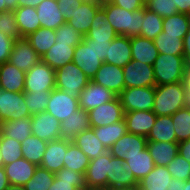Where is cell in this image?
Returning a JSON list of instances; mask_svg holds the SVG:
<instances>
[{"instance_id":"11e5206c","label":"cell","mask_w":190,"mask_h":190,"mask_svg":"<svg viewBox=\"0 0 190 190\" xmlns=\"http://www.w3.org/2000/svg\"><path fill=\"white\" fill-rule=\"evenodd\" d=\"M4 165H3V163H2V160H1V158H0V168H2Z\"/></svg>"},{"instance_id":"c3c4849f","label":"cell","mask_w":190,"mask_h":190,"mask_svg":"<svg viewBox=\"0 0 190 190\" xmlns=\"http://www.w3.org/2000/svg\"><path fill=\"white\" fill-rule=\"evenodd\" d=\"M55 174L38 166L33 177L24 184L25 190H48L52 185Z\"/></svg>"},{"instance_id":"f907efd6","label":"cell","mask_w":190,"mask_h":190,"mask_svg":"<svg viewBox=\"0 0 190 190\" xmlns=\"http://www.w3.org/2000/svg\"><path fill=\"white\" fill-rule=\"evenodd\" d=\"M166 167L173 178L182 181L190 179V163L179 154Z\"/></svg>"},{"instance_id":"ac0fdd59","label":"cell","mask_w":190,"mask_h":190,"mask_svg":"<svg viewBox=\"0 0 190 190\" xmlns=\"http://www.w3.org/2000/svg\"><path fill=\"white\" fill-rule=\"evenodd\" d=\"M71 142L62 138L48 142L40 167L54 174L59 172L64 167V156Z\"/></svg>"},{"instance_id":"60d3db41","label":"cell","mask_w":190,"mask_h":190,"mask_svg":"<svg viewBox=\"0 0 190 190\" xmlns=\"http://www.w3.org/2000/svg\"><path fill=\"white\" fill-rule=\"evenodd\" d=\"M26 38L30 41L32 48L37 52L40 58H42L56 43V34L54 29L40 27L37 31L31 33Z\"/></svg>"},{"instance_id":"d6986e66","label":"cell","mask_w":190,"mask_h":190,"mask_svg":"<svg viewBox=\"0 0 190 190\" xmlns=\"http://www.w3.org/2000/svg\"><path fill=\"white\" fill-rule=\"evenodd\" d=\"M156 118L157 115L153 111L145 110L125 112L124 114L127 132L146 138L155 124Z\"/></svg>"},{"instance_id":"a7ac6f4b","label":"cell","mask_w":190,"mask_h":190,"mask_svg":"<svg viewBox=\"0 0 190 190\" xmlns=\"http://www.w3.org/2000/svg\"><path fill=\"white\" fill-rule=\"evenodd\" d=\"M183 100H184V108L190 109V90L189 89H185Z\"/></svg>"},{"instance_id":"6f0895ef","label":"cell","mask_w":190,"mask_h":190,"mask_svg":"<svg viewBox=\"0 0 190 190\" xmlns=\"http://www.w3.org/2000/svg\"><path fill=\"white\" fill-rule=\"evenodd\" d=\"M111 42L96 40L92 41V45L95 46V51L100 60L105 62V58L108 55V50L110 48Z\"/></svg>"},{"instance_id":"91938a15","label":"cell","mask_w":190,"mask_h":190,"mask_svg":"<svg viewBox=\"0 0 190 190\" xmlns=\"http://www.w3.org/2000/svg\"><path fill=\"white\" fill-rule=\"evenodd\" d=\"M18 8V0H0V13L14 11Z\"/></svg>"},{"instance_id":"f5cc1de1","label":"cell","mask_w":190,"mask_h":190,"mask_svg":"<svg viewBox=\"0 0 190 190\" xmlns=\"http://www.w3.org/2000/svg\"><path fill=\"white\" fill-rule=\"evenodd\" d=\"M145 7L162 18L178 13L177 8L174 7L173 0H152L148 2Z\"/></svg>"},{"instance_id":"94428289","label":"cell","mask_w":190,"mask_h":190,"mask_svg":"<svg viewBox=\"0 0 190 190\" xmlns=\"http://www.w3.org/2000/svg\"><path fill=\"white\" fill-rule=\"evenodd\" d=\"M174 7L177 8L178 12L187 14L190 8V0H173Z\"/></svg>"},{"instance_id":"f35d334b","label":"cell","mask_w":190,"mask_h":190,"mask_svg":"<svg viewBox=\"0 0 190 190\" xmlns=\"http://www.w3.org/2000/svg\"><path fill=\"white\" fill-rule=\"evenodd\" d=\"M190 30V17L185 13H176L163 18V32L165 35L177 36L184 39Z\"/></svg>"},{"instance_id":"44dd1931","label":"cell","mask_w":190,"mask_h":190,"mask_svg":"<svg viewBox=\"0 0 190 190\" xmlns=\"http://www.w3.org/2000/svg\"><path fill=\"white\" fill-rule=\"evenodd\" d=\"M60 126V137L72 141L78 134L91 128L89 114L79 108L72 116L61 121Z\"/></svg>"},{"instance_id":"5b68a950","label":"cell","mask_w":190,"mask_h":190,"mask_svg":"<svg viewBox=\"0 0 190 190\" xmlns=\"http://www.w3.org/2000/svg\"><path fill=\"white\" fill-rule=\"evenodd\" d=\"M155 86L125 88L118 98L124 112L152 111L154 107Z\"/></svg>"},{"instance_id":"7dc6e473","label":"cell","mask_w":190,"mask_h":190,"mask_svg":"<svg viewBox=\"0 0 190 190\" xmlns=\"http://www.w3.org/2000/svg\"><path fill=\"white\" fill-rule=\"evenodd\" d=\"M24 99L31 116L47 110L51 91L28 92L24 91Z\"/></svg>"},{"instance_id":"f546056e","label":"cell","mask_w":190,"mask_h":190,"mask_svg":"<svg viewBox=\"0 0 190 190\" xmlns=\"http://www.w3.org/2000/svg\"><path fill=\"white\" fill-rule=\"evenodd\" d=\"M72 142L78 146L90 160L108 151L103 143L96 137L92 128L78 134Z\"/></svg>"},{"instance_id":"4316f807","label":"cell","mask_w":190,"mask_h":190,"mask_svg":"<svg viewBox=\"0 0 190 190\" xmlns=\"http://www.w3.org/2000/svg\"><path fill=\"white\" fill-rule=\"evenodd\" d=\"M25 72L9 61L0 65V88L10 92H24Z\"/></svg>"},{"instance_id":"003e7915","label":"cell","mask_w":190,"mask_h":190,"mask_svg":"<svg viewBox=\"0 0 190 190\" xmlns=\"http://www.w3.org/2000/svg\"><path fill=\"white\" fill-rule=\"evenodd\" d=\"M10 185L4 168H0V190H5Z\"/></svg>"},{"instance_id":"277c9868","label":"cell","mask_w":190,"mask_h":190,"mask_svg":"<svg viewBox=\"0 0 190 190\" xmlns=\"http://www.w3.org/2000/svg\"><path fill=\"white\" fill-rule=\"evenodd\" d=\"M55 80L56 89L77 98L90 82L86 74L73 62L55 70Z\"/></svg>"},{"instance_id":"1f68e13d","label":"cell","mask_w":190,"mask_h":190,"mask_svg":"<svg viewBox=\"0 0 190 190\" xmlns=\"http://www.w3.org/2000/svg\"><path fill=\"white\" fill-rule=\"evenodd\" d=\"M179 142H147V149L155 166H167L178 154Z\"/></svg>"},{"instance_id":"b9f144b4","label":"cell","mask_w":190,"mask_h":190,"mask_svg":"<svg viewBox=\"0 0 190 190\" xmlns=\"http://www.w3.org/2000/svg\"><path fill=\"white\" fill-rule=\"evenodd\" d=\"M63 161L65 168L83 173L84 175L90 163L88 156L73 142L68 145Z\"/></svg>"},{"instance_id":"ab89813d","label":"cell","mask_w":190,"mask_h":190,"mask_svg":"<svg viewBox=\"0 0 190 190\" xmlns=\"http://www.w3.org/2000/svg\"><path fill=\"white\" fill-rule=\"evenodd\" d=\"M96 137L109 149L120 137L127 132L125 120L119 122L92 128Z\"/></svg>"},{"instance_id":"d4e9b609","label":"cell","mask_w":190,"mask_h":190,"mask_svg":"<svg viewBox=\"0 0 190 190\" xmlns=\"http://www.w3.org/2000/svg\"><path fill=\"white\" fill-rule=\"evenodd\" d=\"M48 190H87L83 173L63 167L55 173L52 185Z\"/></svg>"},{"instance_id":"4dcf8cb0","label":"cell","mask_w":190,"mask_h":190,"mask_svg":"<svg viewBox=\"0 0 190 190\" xmlns=\"http://www.w3.org/2000/svg\"><path fill=\"white\" fill-rule=\"evenodd\" d=\"M127 169L134 175L137 181L148 175L155 167L153 158L147 148L138 152V154L126 157L124 162Z\"/></svg>"},{"instance_id":"d590c367","label":"cell","mask_w":190,"mask_h":190,"mask_svg":"<svg viewBox=\"0 0 190 190\" xmlns=\"http://www.w3.org/2000/svg\"><path fill=\"white\" fill-rule=\"evenodd\" d=\"M152 142H178L174 132L172 116H157L155 124L147 136Z\"/></svg>"},{"instance_id":"2644e50d","label":"cell","mask_w":190,"mask_h":190,"mask_svg":"<svg viewBox=\"0 0 190 190\" xmlns=\"http://www.w3.org/2000/svg\"><path fill=\"white\" fill-rule=\"evenodd\" d=\"M5 190H25L23 185L10 184Z\"/></svg>"},{"instance_id":"bcb514c9","label":"cell","mask_w":190,"mask_h":190,"mask_svg":"<svg viewBox=\"0 0 190 190\" xmlns=\"http://www.w3.org/2000/svg\"><path fill=\"white\" fill-rule=\"evenodd\" d=\"M178 142L190 139V109L181 108L172 115Z\"/></svg>"},{"instance_id":"9c48e42d","label":"cell","mask_w":190,"mask_h":190,"mask_svg":"<svg viewBox=\"0 0 190 190\" xmlns=\"http://www.w3.org/2000/svg\"><path fill=\"white\" fill-rule=\"evenodd\" d=\"M73 63H75L86 76L92 80L101 65L104 63L97 56L92 41L84 36V40L75 47Z\"/></svg>"},{"instance_id":"11a10c76","label":"cell","mask_w":190,"mask_h":190,"mask_svg":"<svg viewBox=\"0 0 190 190\" xmlns=\"http://www.w3.org/2000/svg\"><path fill=\"white\" fill-rule=\"evenodd\" d=\"M84 0H57L60 11L62 12L66 22L70 20V15L74 13Z\"/></svg>"},{"instance_id":"7402d4cb","label":"cell","mask_w":190,"mask_h":190,"mask_svg":"<svg viewBox=\"0 0 190 190\" xmlns=\"http://www.w3.org/2000/svg\"><path fill=\"white\" fill-rule=\"evenodd\" d=\"M36 10L40 21V27L42 28L56 30L66 23L57 0H44L36 7Z\"/></svg>"},{"instance_id":"5bb4252c","label":"cell","mask_w":190,"mask_h":190,"mask_svg":"<svg viewBox=\"0 0 190 190\" xmlns=\"http://www.w3.org/2000/svg\"><path fill=\"white\" fill-rule=\"evenodd\" d=\"M41 60L26 37L15 40L9 62L25 73Z\"/></svg>"},{"instance_id":"30bf717a","label":"cell","mask_w":190,"mask_h":190,"mask_svg":"<svg viewBox=\"0 0 190 190\" xmlns=\"http://www.w3.org/2000/svg\"><path fill=\"white\" fill-rule=\"evenodd\" d=\"M125 88L156 86L153 66L137 60L123 67Z\"/></svg>"},{"instance_id":"e0dca14e","label":"cell","mask_w":190,"mask_h":190,"mask_svg":"<svg viewBox=\"0 0 190 190\" xmlns=\"http://www.w3.org/2000/svg\"><path fill=\"white\" fill-rule=\"evenodd\" d=\"M92 81L111 90L117 96L125 89L123 68L105 62L101 65Z\"/></svg>"},{"instance_id":"e7e4bbea","label":"cell","mask_w":190,"mask_h":190,"mask_svg":"<svg viewBox=\"0 0 190 190\" xmlns=\"http://www.w3.org/2000/svg\"><path fill=\"white\" fill-rule=\"evenodd\" d=\"M44 0H18L19 7H34L36 8Z\"/></svg>"},{"instance_id":"be15d7a7","label":"cell","mask_w":190,"mask_h":190,"mask_svg":"<svg viewBox=\"0 0 190 190\" xmlns=\"http://www.w3.org/2000/svg\"><path fill=\"white\" fill-rule=\"evenodd\" d=\"M185 181L173 178L172 181L169 182V186L167 190H184Z\"/></svg>"},{"instance_id":"836d02e7","label":"cell","mask_w":190,"mask_h":190,"mask_svg":"<svg viewBox=\"0 0 190 190\" xmlns=\"http://www.w3.org/2000/svg\"><path fill=\"white\" fill-rule=\"evenodd\" d=\"M74 51L75 47H71L69 44L55 43L41 60L48 64L52 69L57 70L58 68L65 66L67 63L72 62Z\"/></svg>"},{"instance_id":"2e32d148","label":"cell","mask_w":190,"mask_h":190,"mask_svg":"<svg viewBox=\"0 0 190 190\" xmlns=\"http://www.w3.org/2000/svg\"><path fill=\"white\" fill-rule=\"evenodd\" d=\"M147 138L126 132L109 149V153L115 157L126 161V157L138 154L147 148Z\"/></svg>"},{"instance_id":"74e56055","label":"cell","mask_w":190,"mask_h":190,"mask_svg":"<svg viewBox=\"0 0 190 190\" xmlns=\"http://www.w3.org/2000/svg\"><path fill=\"white\" fill-rule=\"evenodd\" d=\"M47 143V141L33 135L27 137L23 142H21L23 158L36 166H40L44 152L47 148Z\"/></svg>"},{"instance_id":"6da1fadb","label":"cell","mask_w":190,"mask_h":190,"mask_svg":"<svg viewBox=\"0 0 190 190\" xmlns=\"http://www.w3.org/2000/svg\"><path fill=\"white\" fill-rule=\"evenodd\" d=\"M105 17L113 27L117 35L127 37L141 36L142 19L144 18V8L134 11H127L112 4L109 0L101 4Z\"/></svg>"},{"instance_id":"8d00e7d4","label":"cell","mask_w":190,"mask_h":190,"mask_svg":"<svg viewBox=\"0 0 190 190\" xmlns=\"http://www.w3.org/2000/svg\"><path fill=\"white\" fill-rule=\"evenodd\" d=\"M31 117L17 120H3L1 122V135L23 142L32 135Z\"/></svg>"},{"instance_id":"d6a6232c","label":"cell","mask_w":190,"mask_h":190,"mask_svg":"<svg viewBox=\"0 0 190 190\" xmlns=\"http://www.w3.org/2000/svg\"><path fill=\"white\" fill-rule=\"evenodd\" d=\"M173 177L166 166H155L147 176L138 181L140 190H167Z\"/></svg>"},{"instance_id":"89a4df30","label":"cell","mask_w":190,"mask_h":190,"mask_svg":"<svg viewBox=\"0 0 190 190\" xmlns=\"http://www.w3.org/2000/svg\"><path fill=\"white\" fill-rule=\"evenodd\" d=\"M107 190H140L138 185L134 186H121V187H114V188H109Z\"/></svg>"},{"instance_id":"7c38bea8","label":"cell","mask_w":190,"mask_h":190,"mask_svg":"<svg viewBox=\"0 0 190 190\" xmlns=\"http://www.w3.org/2000/svg\"><path fill=\"white\" fill-rule=\"evenodd\" d=\"M79 107V100L61 90L53 89L50 93V100L47 104V112L52 114L60 122L72 116Z\"/></svg>"},{"instance_id":"ffe728a7","label":"cell","mask_w":190,"mask_h":190,"mask_svg":"<svg viewBox=\"0 0 190 190\" xmlns=\"http://www.w3.org/2000/svg\"><path fill=\"white\" fill-rule=\"evenodd\" d=\"M101 8V4L93 1H84L81 6L70 15L68 23L70 26L78 30L83 36H86L96 15Z\"/></svg>"},{"instance_id":"9f6ffc18","label":"cell","mask_w":190,"mask_h":190,"mask_svg":"<svg viewBox=\"0 0 190 190\" xmlns=\"http://www.w3.org/2000/svg\"><path fill=\"white\" fill-rule=\"evenodd\" d=\"M112 4L127 11H134L145 7L142 0H109Z\"/></svg>"},{"instance_id":"ba28073f","label":"cell","mask_w":190,"mask_h":190,"mask_svg":"<svg viewBox=\"0 0 190 190\" xmlns=\"http://www.w3.org/2000/svg\"><path fill=\"white\" fill-rule=\"evenodd\" d=\"M112 157L107 151L101 156L90 160L84 175L87 190H107V173L110 169V159Z\"/></svg>"},{"instance_id":"680465c9","label":"cell","mask_w":190,"mask_h":190,"mask_svg":"<svg viewBox=\"0 0 190 190\" xmlns=\"http://www.w3.org/2000/svg\"><path fill=\"white\" fill-rule=\"evenodd\" d=\"M178 154L190 163V139L178 143Z\"/></svg>"},{"instance_id":"cb8c5ba5","label":"cell","mask_w":190,"mask_h":190,"mask_svg":"<svg viewBox=\"0 0 190 190\" xmlns=\"http://www.w3.org/2000/svg\"><path fill=\"white\" fill-rule=\"evenodd\" d=\"M138 185L134 175L125 166L124 160L112 157L107 173V189L121 186Z\"/></svg>"},{"instance_id":"8992f818","label":"cell","mask_w":190,"mask_h":190,"mask_svg":"<svg viewBox=\"0 0 190 190\" xmlns=\"http://www.w3.org/2000/svg\"><path fill=\"white\" fill-rule=\"evenodd\" d=\"M55 81V70L40 60L26 72L24 91H52L55 89Z\"/></svg>"},{"instance_id":"4fadbf2b","label":"cell","mask_w":190,"mask_h":190,"mask_svg":"<svg viewBox=\"0 0 190 190\" xmlns=\"http://www.w3.org/2000/svg\"><path fill=\"white\" fill-rule=\"evenodd\" d=\"M32 135L50 142L61 139V122L47 111L31 116Z\"/></svg>"},{"instance_id":"603a6c76","label":"cell","mask_w":190,"mask_h":190,"mask_svg":"<svg viewBox=\"0 0 190 190\" xmlns=\"http://www.w3.org/2000/svg\"><path fill=\"white\" fill-rule=\"evenodd\" d=\"M130 61H132L130 37L118 35L111 41L105 63L123 68Z\"/></svg>"},{"instance_id":"7bdbcfd3","label":"cell","mask_w":190,"mask_h":190,"mask_svg":"<svg viewBox=\"0 0 190 190\" xmlns=\"http://www.w3.org/2000/svg\"><path fill=\"white\" fill-rule=\"evenodd\" d=\"M154 43L159 54L184 56L183 39L177 36L165 35L162 31L154 39Z\"/></svg>"},{"instance_id":"6125c7cd","label":"cell","mask_w":190,"mask_h":190,"mask_svg":"<svg viewBox=\"0 0 190 190\" xmlns=\"http://www.w3.org/2000/svg\"><path fill=\"white\" fill-rule=\"evenodd\" d=\"M184 44V58L186 64H190V30L183 39Z\"/></svg>"},{"instance_id":"f1b7e54d","label":"cell","mask_w":190,"mask_h":190,"mask_svg":"<svg viewBox=\"0 0 190 190\" xmlns=\"http://www.w3.org/2000/svg\"><path fill=\"white\" fill-rule=\"evenodd\" d=\"M117 33L109 24L108 19L105 17L104 10L100 8L93 19L91 28L86 34V38L91 41L101 40L111 42L117 37Z\"/></svg>"},{"instance_id":"753ad0ef","label":"cell","mask_w":190,"mask_h":190,"mask_svg":"<svg viewBox=\"0 0 190 190\" xmlns=\"http://www.w3.org/2000/svg\"><path fill=\"white\" fill-rule=\"evenodd\" d=\"M84 1H93V2H96V3H99V4H103V3H105L107 0H84Z\"/></svg>"},{"instance_id":"8c879c8a","label":"cell","mask_w":190,"mask_h":190,"mask_svg":"<svg viewBox=\"0 0 190 190\" xmlns=\"http://www.w3.org/2000/svg\"><path fill=\"white\" fill-rule=\"evenodd\" d=\"M184 190H190V179L185 181Z\"/></svg>"},{"instance_id":"ee69618b","label":"cell","mask_w":190,"mask_h":190,"mask_svg":"<svg viewBox=\"0 0 190 190\" xmlns=\"http://www.w3.org/2000/svg\"><path fill=\"white\" fill-rule=\"evenodd\" d=\"M141 36L154 40L163 31V18L144 7Z\"/></svg>"},{"instance_id":"83f0119b","label":"cell","mask_w":190,"mask_h":190,"mask_svg":"<svg viewBox=\"0 0 190 190\" xmlns=\"http://www.w3.org/2000/svg\"><path fill=\"white\" fill-rule=\"evenodd\" d=\"M132 49V60H137L145 64H154L159 52L155 46L154 40L142 36L130 38Z\"/></svg>"},{"instance_id":"e575fe53","label":"cell","mask_w":190,"mask_h":190,"mask_svg":"<svg viewBox=\"0 0 190 190\" xmlns=\"http://www.w3.org/2000/svg\"><path fill=\"white\" fill-rule=\"evenodd\" d=\"M14 15L22 37H27L40 28V21L36 8L19 7L14 10Z\"/></svg>"},{"instance_id":"681fc988","label":"cell","mask_w":190,"mask_h":190,"mask_svg":"<svg viewBox=\"0 0 190 190\" xmlns=\"http://www.w3.org/2000/svg\"><path fill=\"white\" fill-rule=\"evenodd\" d=\"M55 34L56 43L69 44L71 47H76L84 40V36L68 23H64L56 29Z\"/></svg>"},{"instance_id":"34e18365","label":"cell","mask_w":190,"mask_h":190,"mask_svg":"<svg viewBox=\"0 0 190 190\" xmlns=\"http://www.w3.org/2000/svg\"><path fill=\"white\" fill-rule=\"evenodd\" d=\"M144 5H146L148 2L152 1V0H142Z\"/></svg>"},{"instance_id":"52a82bcc","label":"cell","mask_w":190,"mask_h":190,"mask_svg":"<svg viewBox=\"0 0 190 190\" xmlns=\"http://www.w3.org/2000/svg\"><path fill=\"white\" fill-rule=\"evenodd\" d=\"M31 114L23 92H10L0 88V122L29 118Z\"/></svg>"},{"instance_id":"7a4b0ae2","label":"cell","mask_w":190,"mask_h":190,"mask_svg":"<svg viewBox=\"0 0 190 190\" xmlns=\"http://www.w3.org/2000/svg\"><path fill=\"white\" fill-rule=\"evenodd\" d=\"M185 88L182 81L173 84L155 86L153 112L157 116H172L184 108L183 95Z\"/></svg>"},{"instance_id":"f6af8a7d","label":"cell","mask_w":190,"mask_h":190,"mask_svg":"<svg viewBox=\"0 0 190 190\" xmlns=\"http://www.w3.org/2000/svg\"><path fill=\"white\" fill-rule=\"evenodd\" d=\"M21 150V142L13 138L0 135V158L3 165L10 164L23 158Z\"/></svg>"},{"instance_id":"03108f58","label":"cell","mask_w":190,"mask_h":190,"mask_svg":"<svg viewBox=\"0 0 190 190\" xmlns=\"http://www.w3.org/2000/svg\"><path fill=\"white\" fill-rule=\"evenodd\" d=\"M182 83L185 89L190 90V64H186L185 72L183 74Z\"/></svg>"},{"instance_id":"9a60e30c","label":"cell","mask_w":190,"mask_h":190,"mask_svg":"<svg viewBox=\"0 0 190 190\" xmlns=\"http://www.w3.org/2000/svg\"><path fill=\"white\" fill-rule=\"evenodd\" d=\"M116 97L117 95L111 90L90 80L88 85L80 93L78 98L79 107L89 112L91 109L110 102Z\"/></svg>"},{"instance_id":"3957f363","label":"cell","mask_w":190,"mask_h":190,"mask_svg":"<svg viewBox=\"0 0 190 190\" xmlns=\"http://www.w3.org/2000/svg\"><path fill=\"white\" fill-rule=\"evenodd\" d=\"M185 67L184 56L159 54L153 64L156 86L181 82Z\"/></svg>"},{"instance_id":"816d5d0a","label":"cell","mask_w":190,"mask_h":190,"mask_svg":"<svg viewBox=\"0 0 190 190\" xmlns=\"http://www.w3.org/2000/svg\"><path fill=\"white\" fill-rule=\"evenodd\" d=\"M0 32L14 40L22 38L15 20L14 11L0 13Z\"/></svg>"},{"instance_id":"484cf974","label":"cell","mask_w":190,"mask_h":190,"mask_svg":"<svg viewBox=\"0 0 190 190\" xmlns=\"http://www.w3.org/2000/svg\"><path fill=\"white\" fill-rule=\"evenodd\" d=\"M37 167L25 158L18 159L3 166L9 183L13 185L26 184L33 177Z\"/></svg>"},{"instance_id":"8fae6325","label":"cell","mask_w":190,"mask_h":190,"mask_svg":"<svg viewBox=\"0 0 190 190\" xmlns=\"http://www.w3.org/2000/svg\"><path fill=\"white\" fill-rule=\"evenodd\" d=\"M91 128L110 125L124 119V110L118 96L107 103H104L89 112Z\"/></svg>"},{"instance_id":"db71d44e","label":"cell","mask_w":190,"mask_h":190,"mask_svg":"<svg viewBox=\"0 0 190 190\" xmlns=\"http://www.w3.org/2000/svg\"><path fill=\"white\" fill-rule=\"evenodd\" d=\"M15 40L0 32V65L8 62Z\"/></svg>"}]
</instances>
